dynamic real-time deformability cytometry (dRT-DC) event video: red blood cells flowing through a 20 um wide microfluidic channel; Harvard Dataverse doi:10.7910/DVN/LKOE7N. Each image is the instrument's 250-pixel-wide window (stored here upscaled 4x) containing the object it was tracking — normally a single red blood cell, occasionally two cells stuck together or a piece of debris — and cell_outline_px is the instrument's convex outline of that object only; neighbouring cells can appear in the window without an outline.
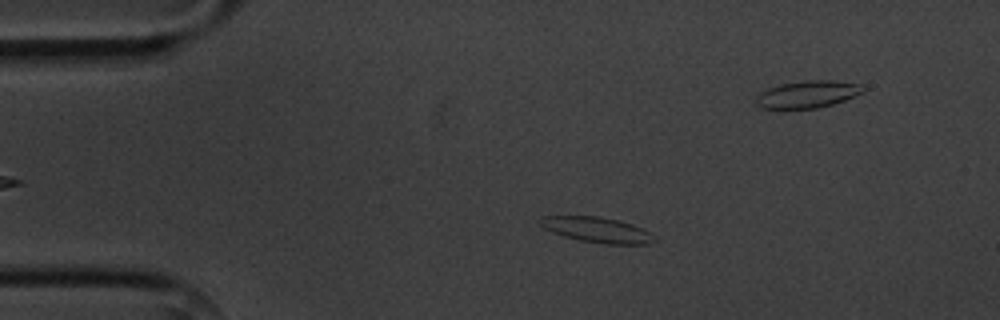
{"species": "common noctule bat (a hibernating species)", "species_latin": "Nyctalus noctula", "temperature_condition": "cold", "stored_images_in_passage": 5, "camera_frame_rate_fps": 3000, "um_per_image_px": 0.085, "animal": {"sex": "male", "body_mass_g": 20.1, "forearm_length_mm": 53.5}, "frame": {"image": 1, "passage_image": 3, "time_ms": 2.0, "image_size_px": [1000, 320], "cell_outline_px": [[660, 240], [648, 244], [604, 244], [580, 240], [564, 236], [552, 232], [544, 228], [540, 224], [540, 216], [596, 216], [620, 220], [632, 224], [648, 232]], "centroid_in_image_um": [50.77, 19.54], "position_along_channel_um": 34.2, "area_um2": 16.88}}